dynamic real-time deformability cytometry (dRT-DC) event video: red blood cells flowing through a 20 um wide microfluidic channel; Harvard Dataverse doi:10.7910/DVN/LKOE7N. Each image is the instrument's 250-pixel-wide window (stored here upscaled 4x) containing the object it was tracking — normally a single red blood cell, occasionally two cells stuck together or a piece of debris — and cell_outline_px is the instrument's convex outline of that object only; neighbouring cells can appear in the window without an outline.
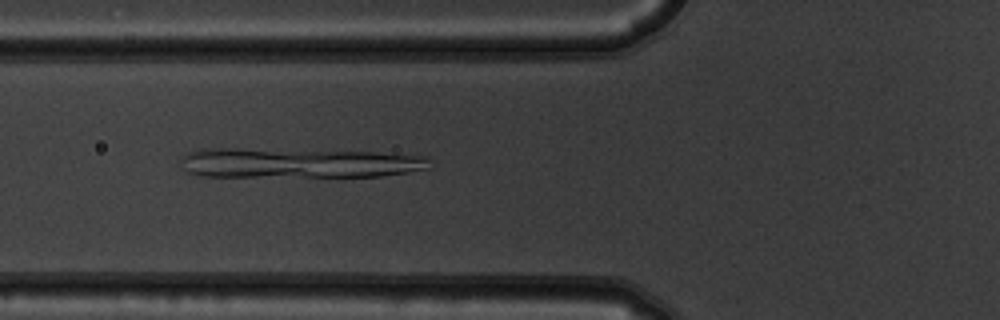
{"species": "common noctule bat (a hibernating species)", "species_latin": "Nyctalus noctula", "temperature_condition": "warm", "stored_images_in_passage": 8, "camera_frame_rate_fps": 3000, "um_per_image_px": 0.085, "animal": {"sex": "male", "body_mass_g": 19.5, "forearm_length_mm": 54.6}, "frame": {"image": 1, "passage_image": 6, "time_ms": 1.667, "image_size_px": [1000, 320], "cell_outline_px": [[428, 168], [408, 172], [380, 176], [200, 176], [184, 172], [180, 160], [180, 156], [184, 152], [204, 148], [236, 148], [376, 152], [428, 156]], "centroid_in_image_um": [25.25, 13.84], "position_along_channel_um": 100.5, "area_um2": 43.64}}